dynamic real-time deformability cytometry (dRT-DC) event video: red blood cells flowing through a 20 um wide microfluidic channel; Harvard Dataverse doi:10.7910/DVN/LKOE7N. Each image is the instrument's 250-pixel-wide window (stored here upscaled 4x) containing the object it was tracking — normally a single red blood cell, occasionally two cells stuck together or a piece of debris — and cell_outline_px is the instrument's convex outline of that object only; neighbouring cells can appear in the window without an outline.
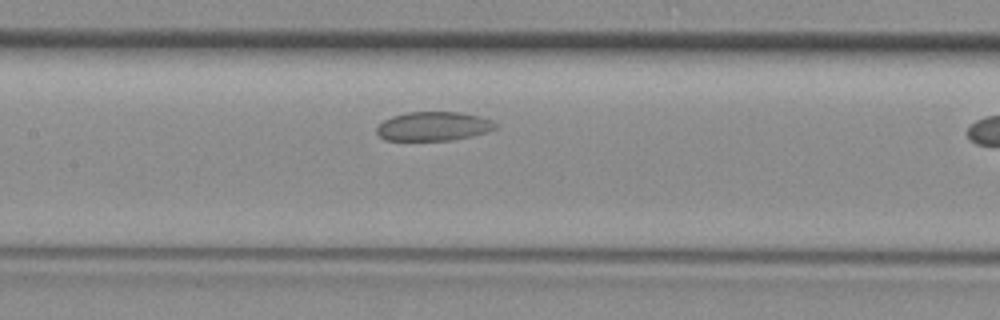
{"species": "common noctule bat (a hibernating species)", "species_latin": "Nyctalus noctula", "temperature_condition": "room temperature", "stored_images_in_passage": 11, "camera_frame_rate_fps": 3000, "um_per_image_px": 0.085, "animal": {"sex": "female", "body_mass_g": 29.2, "forearm_length_mm": 56.3}, "frame": {"image": 1, "passage_image": 10, "time_ms": 3.0, "image_size_px": [1000, 320], "cell_outline_px": [[496, 128], [472, 136], [448, 140], [384, 140], [376, 132], [376, 128], [384, 120], [392, 116], [408, 112], [460, 112], [480, 116], [492, 120], [496, 124]], "centroid_in_image_um": [36.83, 10.73], "position_along_channel_um": 170.6, "area_um2": 19.94}}